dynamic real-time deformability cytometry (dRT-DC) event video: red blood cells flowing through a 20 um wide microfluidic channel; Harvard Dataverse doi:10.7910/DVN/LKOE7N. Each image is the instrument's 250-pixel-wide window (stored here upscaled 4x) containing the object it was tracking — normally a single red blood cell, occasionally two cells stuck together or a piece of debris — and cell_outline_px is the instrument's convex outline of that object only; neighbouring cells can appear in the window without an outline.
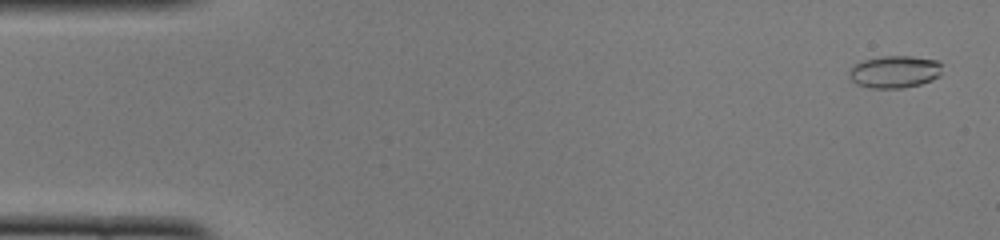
{"species": "common noctule bat (a hibernating species)", "species_latin": "Nyctalus noctula", "temperature_condition": "cold", "stored_images_in_passage": 24, "camera_frame_rate_fps": 3000, "um_per_image_px": 0.085, "animal": {"sex": "female", "body_mass_g": 22.0, "forearm_length_mm": 56.7}, "frame": {"image": 1, "passage_image": 2, "time_ms": 0.333, "image_size_px": [1000, 240], "cell_outline_px": [[940, 76], [932, 80], [920, 84], [900, 88], [872, 88], [856, 84], [848, 76], [848, 72], [856, 64], [864, 60], [880, 56], [912, 56], [936, 60], [940, 64]], "centroid_in_image_um": [76.03, 6.1], "position_along_channel_um": 9.0, "area_um2": 17.4}}
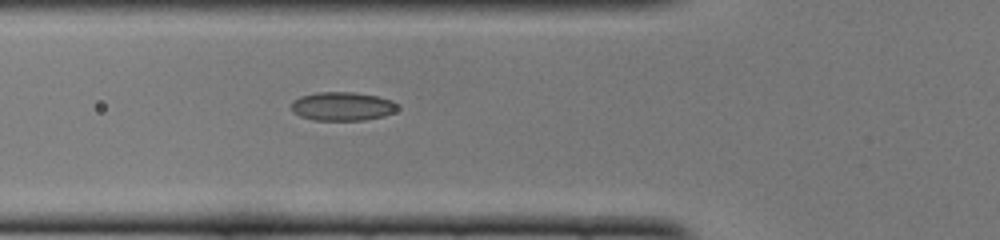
{"frame": {"image": 2, "passage_image": 18, "time_ms": 5.667, "image_size_px": [1000, 240], "cell_outline_px": [[400, 108], [384, 116], [364, 120], [312, 120], [300, 116], [292, 112], [292, 100], [300, 96], [316, 92], [352, 92], [376, 96], [392, 100]], "centroid_in_image_um": [29.07, 9.04], "position_along_channel_um": 96.7, "area_um2": 17.8}}
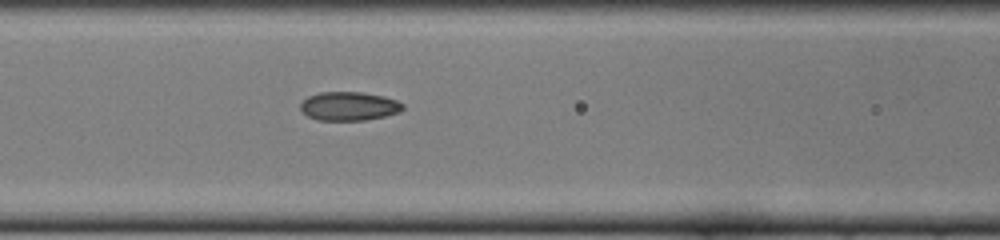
{"frame": {"image": 3, "passage_image": 21, "time_ms": 6.667, "image_size_px": [1000, 240], "cell_outline_px": [[404, 108], [400, 112], [384, 116], [364, 120], [316, 120], [308, 116], [300, 108], [300, 104], [308, 96], [320, 92], [364, 92], [384, 96], [396, 100], [404, 104]], "centroid_in_image_um": [29.68, 9.02], "position_along_channel_um": 136.9, "area_um2": 17.17}}